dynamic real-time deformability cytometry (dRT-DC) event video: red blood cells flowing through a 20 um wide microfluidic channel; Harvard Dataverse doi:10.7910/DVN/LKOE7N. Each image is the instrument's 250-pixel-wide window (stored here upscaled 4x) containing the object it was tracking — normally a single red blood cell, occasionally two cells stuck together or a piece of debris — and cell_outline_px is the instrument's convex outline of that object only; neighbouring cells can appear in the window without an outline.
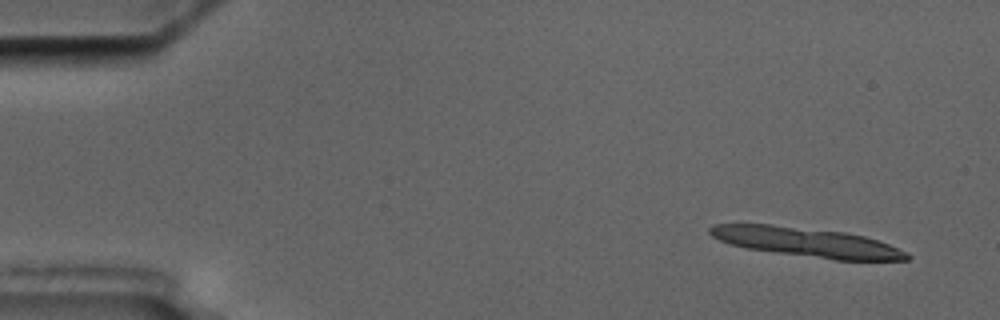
{"species": "common noctule bat (a hibernating species)", "species_latin": "Nyctalus noctula", "temperature_condition": "cold", "stored_images_in_passage": 5, "camera_frame_rate_fps": 3000, "um_per_image_px": 0.085, "animal": {"sex": "male", "body_mass_g": 17.5, "forearm_length_mm": 52.3}, "frame": {"image": 1, "passage_image": 1, "time_ms": 0.0, "image_size_px": [1000, 320], "cell_outline_px": [[912, 256], [908, 260], [836, 260], [776, 252], [748, 248], [732, 244], [720, 240], [712, 236], [708, 232], [708, 228], [712, 224], [772, 224], [848, 232], [864, 236], [888, 244], [908, 252]], "centroid_in_image_um": [68.6, 20.57], "position_along_channel_um": 16.4, "area_um2": 33.52}}
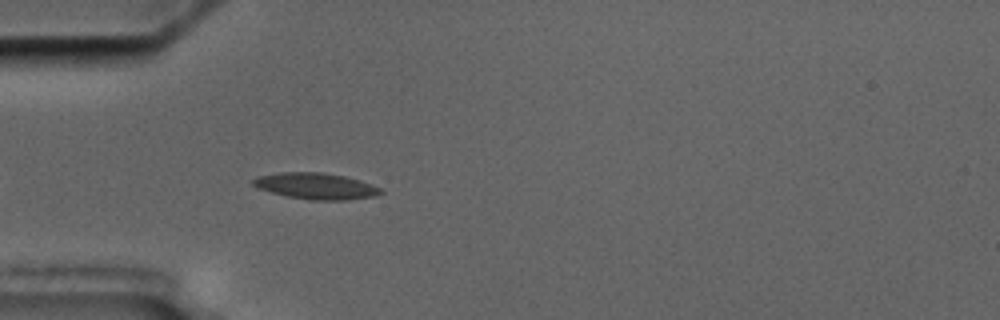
{"frame": {"image": 2, "passage_image": 5, "time_ms": 4.667, "image_size_px": [1000, 320], "cell_outline_px": [[384, 192], [372, 196], [348, 200], [312, 200], [288, 196], [272, 192], [260, 188], [252, 184], [252, 180], [256, 176], [280, 172], [324, 172], [344, 176], [360, 180], [372, 184], [380, 188]], "centroid_in_image_um": [26.86, 15.8], "position_along_channel_um": 58.1, "area_um2": 19.42}}